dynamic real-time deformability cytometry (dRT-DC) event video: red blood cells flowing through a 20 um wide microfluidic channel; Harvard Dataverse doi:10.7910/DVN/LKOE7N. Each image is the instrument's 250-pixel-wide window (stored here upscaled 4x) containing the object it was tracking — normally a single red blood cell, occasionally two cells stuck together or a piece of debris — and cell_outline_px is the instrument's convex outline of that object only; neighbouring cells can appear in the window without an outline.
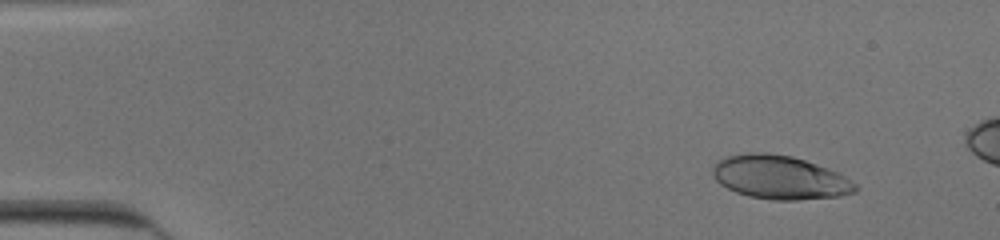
{"species": "human", "species_latin": "Homo sapiens", "temperature_condition": "cold", "stored_images_in_passage": 17, "camera_frame_rate_fps": 3000, "um_per_image_px": 0.085, "donor": {"sex": "male"}, "frame": {"image": 1, "passage_image": 6, "time_ms": 1.667, "image_size_px": [1000, 240], "cell_outline_px": [[860, 188], [856, 192], [840, 196], [796, 200], [772, 200], [748, 196], [736, 192], [720, 184], [712, 176], [712, 164], [716, 160], [728, 156], [744, 152], [768, 152], [792, 156], [804, 160], [836, 172], [844, 176], [856, 184]], "centroid_in_image_um": [66.24, 15.07], "position_along_channel_um": 18.8, "area_um2": 36.47}}